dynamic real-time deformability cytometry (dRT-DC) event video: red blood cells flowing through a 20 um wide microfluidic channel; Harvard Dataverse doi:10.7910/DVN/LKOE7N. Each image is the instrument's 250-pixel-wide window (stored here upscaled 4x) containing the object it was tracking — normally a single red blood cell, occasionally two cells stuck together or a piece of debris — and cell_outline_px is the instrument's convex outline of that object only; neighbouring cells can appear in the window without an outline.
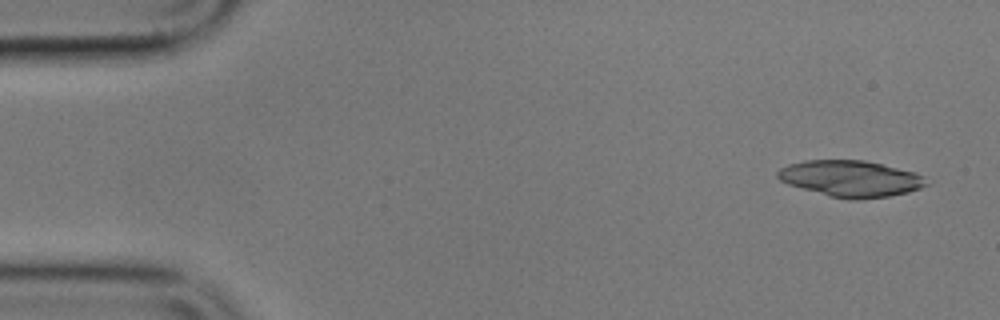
{"species": "common noctule bat (a hibernating species)", "species_latin": "Nyctalus noctula", "temperature_condition": "cold", "stored_images_in_passage": 7, "camera_frame_rate_fps": 3000, "um_per_image_px": 0.085, "animal": {"sex": "male", "body_mass_g": 17.9}, "frame": {"image": 1, "passage_image": 1, "time_ms": 0.0, "image_size_px": [1000, 320], "cell_outline_px": [[928, 184], [920, 188], [908, 192], [888, 196], [860, 200], [848, 200], [832, 196], [788, 184], [780, 180], [776, 176], [776, 172], [780, 168], [788, 164], [804, 160], [864, 160], [916, 172], [924, 176]], "centroid_in_image_um": [72.31, 15.18], "position_along_channel_um": 12.7, "area_um2": 31.39}}